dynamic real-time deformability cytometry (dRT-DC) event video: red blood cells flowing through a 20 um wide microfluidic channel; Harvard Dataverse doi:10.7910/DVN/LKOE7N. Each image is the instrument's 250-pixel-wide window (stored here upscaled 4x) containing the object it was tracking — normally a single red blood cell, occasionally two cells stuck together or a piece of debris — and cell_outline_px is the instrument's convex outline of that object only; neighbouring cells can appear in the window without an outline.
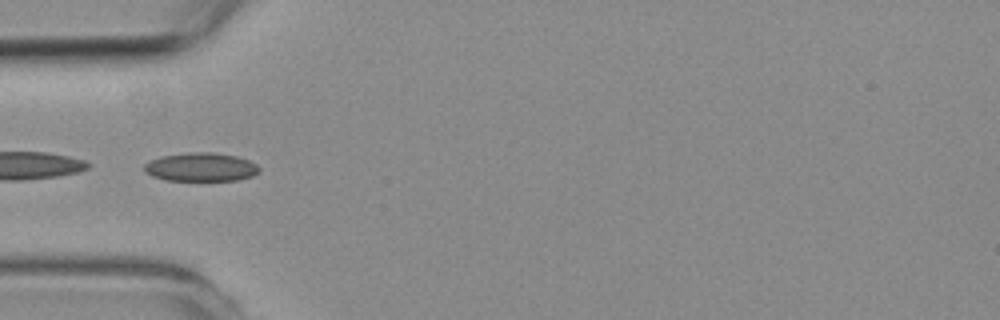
{"species": "common noctule bat (a hibernating species)", "species_latin": "Nyctalus noctula", "temperature_condition": "room temperature", "stored_images_in_passage": 7, "camera_frame_rate_fps": 3000, "um_per_image_px": 0.085, "animal": {"sex": "female", "body_mass_g": 19.3, "forearm_length_mm": 54.1}, "frame": {"image": 1, "passage_image": 1, "time_ms": 0.0, "image_size_px": [1000, 320], "cell_outline_px": [[260, 172], [252, 176], [236, 180], [164, 180], [152, 176], [144, 172], [144, 164], [160, 156], [188, 152], [212, 152], [236, 156], [248, 160], [256, 164], [260, 168]], "centroid_in_image_um": [17.07, 14.2], "position_along_channel_um": 67.9, "area_um2": 19.19}}
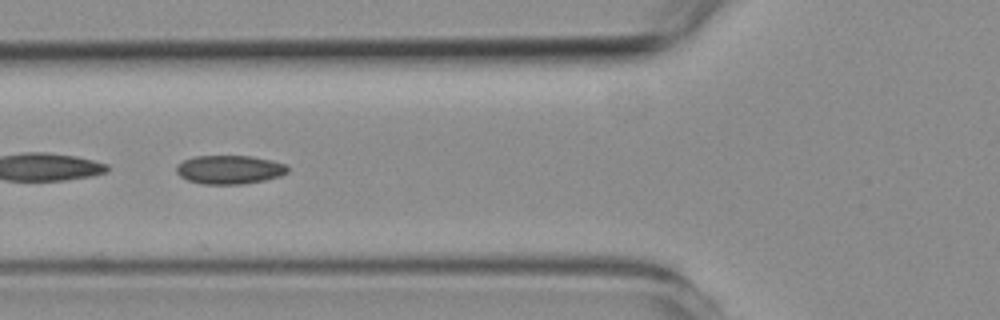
{"frame": {"image": 2, "passage_image": 4, "time_ms": 1.0, "image_size_px": [1000, 320], "cell_outline_px": [[288, 172], [280, 176], [264, 180], [244, 184], [204, 184], [188, 180], [180, 176], [176, 172], [176, 164], [184, 160], [196, 156], [252, 156], [272, 160], [288, 164]], "centroid_in_image_um": [19.53, 14.41], "position_along_channel_um": 106.3, "area_um2": 18.73}}